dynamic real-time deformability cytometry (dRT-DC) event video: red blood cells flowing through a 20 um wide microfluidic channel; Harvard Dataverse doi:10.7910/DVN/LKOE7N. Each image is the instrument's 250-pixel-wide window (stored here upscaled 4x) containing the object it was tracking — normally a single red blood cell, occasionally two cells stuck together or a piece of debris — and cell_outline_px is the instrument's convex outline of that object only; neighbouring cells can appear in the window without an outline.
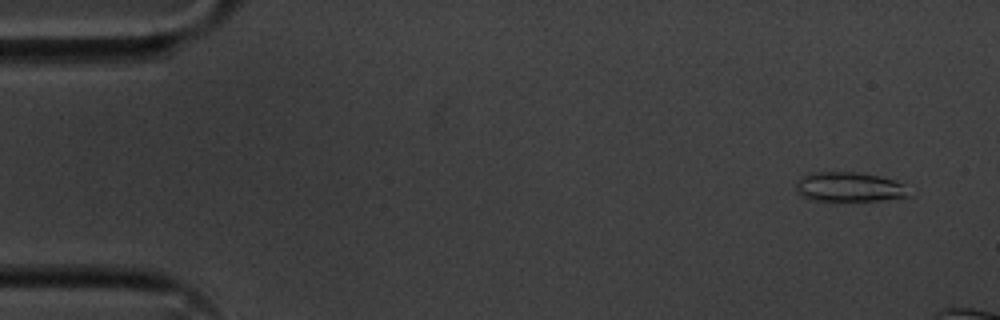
{"species": "common noctule bat (a hibernating species)", "species_latin": "Nyctalus noctula", "temperature_condition": "cold", "stored_images_in_passage": 13, "camera_frame_rate_fps": 3000, "um_per_image_px": 0.085, "animal": {"sex": "male", "body_mass_g": 20.1, "forearm_length_mm": 53.5}, "frame": {"image": 1, "passage_image": 4, "time_ms": 1.0, "image_size_px": [1000, 320], "cell_outline_px": [[904, 196], [868, 200], [824, 200], [808, 196], [804, 192], [812, 176], [872, 176], [888, 180], [896, 184]], "centroid_in_image_um": [72.37, 16.0], "position_along_channel_um": 12.6, "area_um2": 14.57}}